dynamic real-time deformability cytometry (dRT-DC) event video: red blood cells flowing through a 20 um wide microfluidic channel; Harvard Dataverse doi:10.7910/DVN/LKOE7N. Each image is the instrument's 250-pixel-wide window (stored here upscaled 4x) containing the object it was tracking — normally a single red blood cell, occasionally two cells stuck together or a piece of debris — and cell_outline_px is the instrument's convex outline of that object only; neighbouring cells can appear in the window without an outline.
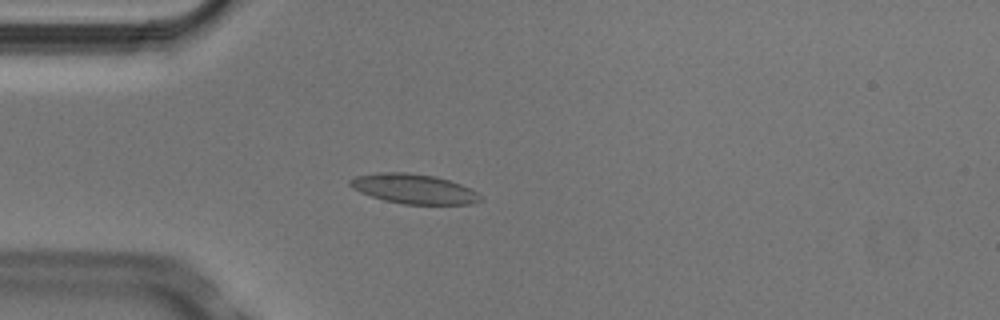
{"species": "Egyptian fruit bat (a non-hibernating species)", "species_latin": "Rousettus aegyptiacus", "temperature_condition": "cold", "stored_images_in_passage": 3, "camera_frame_rate_fps": 3000, "um_per_image_px": 0.085, "animal": {"sex": "male"}, "frame": {"image": 1, "passage_image": 3, "time_ms": 0.667, "image_size_px": [1000, 320], "cell_outline_px": [[480, 200], [472, 204], [404, 204], [384, 200], [360, 192], [352, 188], [348, 184], [348, 180], [356, 176], [380, 172], [408, 172], [436, 176], [460, 184], [476, 192], [480, 196]], "centroid_in_image_um": [35.13, 16.04], "position_along_channel_um": 49.9, "area_um2": 22.43}}